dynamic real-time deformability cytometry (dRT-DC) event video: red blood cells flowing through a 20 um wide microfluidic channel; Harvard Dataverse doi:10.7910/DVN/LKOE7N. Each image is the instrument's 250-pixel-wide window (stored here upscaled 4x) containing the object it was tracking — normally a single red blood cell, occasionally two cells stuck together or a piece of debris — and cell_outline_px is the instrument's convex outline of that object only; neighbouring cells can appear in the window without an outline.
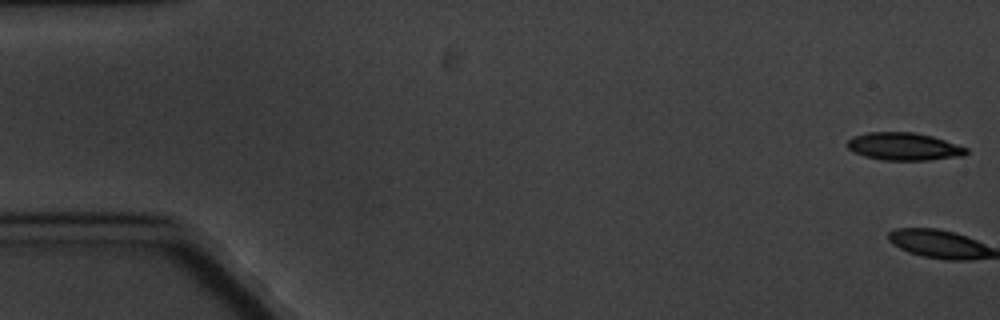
{"species": "common noctule bat (a hibernating species)", "species_latin": "Nyctalus noctula", "temperature_condition": "cold", "stored_images_in_passage": 6, "camera_frame_rate_fps": 3000, "um_per_image_px": 0.085, "animal": {"sex": "male", "body_mass_g": 20.1, "forearm_length_mm": 53.5}, "frame": {"image": 1, "passage_image": 1, "time_ms": 0.0, "image_size_px": [1000, 320], "cell_outline_px": [[968, 152], [964, 156], [928, 160], [884, 160], [864, 156], [852, 152], [848, 148], [848, 140], [852, 136], [868, 132], [912, 132], [932, 136], [968, 148]], "centroid_in_image_um": [76.82, 12.45], "position_along_channel_um": 8.2, "area_um2": 19.19}}